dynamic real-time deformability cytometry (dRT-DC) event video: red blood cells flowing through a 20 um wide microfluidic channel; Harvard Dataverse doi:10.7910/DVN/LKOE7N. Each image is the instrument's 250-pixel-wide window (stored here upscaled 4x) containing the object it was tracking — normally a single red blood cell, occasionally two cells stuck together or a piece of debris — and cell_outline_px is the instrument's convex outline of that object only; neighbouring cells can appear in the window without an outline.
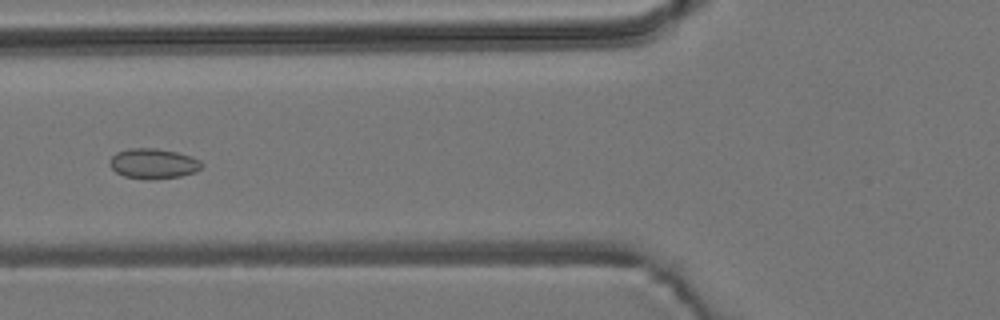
{"species": "common noctule bat (a hibernating species)", "species_latin": "Nyctalus noctula", "temperature_condition": "room temperature", "stored_images_in_passage": 55, "camera_frame_rate_fps": 3000, "um_per_image_px": 0.085, "animal": {"sex": "male", "body_mass_g": 19.2, "forearm_length_mm": 51.8}, "frame": {"image": 1, "passage_image": 21, "time_ms": 6.667, "image_size_px": [1000, 320], "cell_outline_px": [[204, 164], [196, 172], [180, 176], [152, 180], [148, 180], [124, 176], [116, 172], [108, 164], [108, 160], [116, 152], [128, 148], [156, 148], [176, 152], [192, 156], [200, 160]], "centroid_in_image_um": [13.02, 13.9], "position_along_channel_um": 112.8, "area_um2": 16.42}}
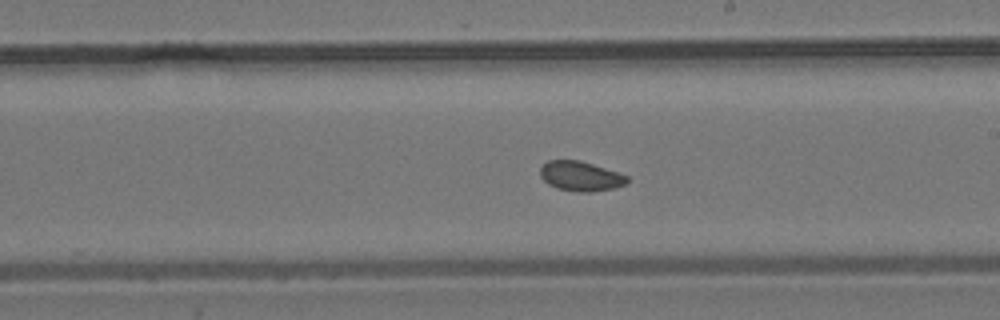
{"frame": {"image": 2, "passage_image": 31, "time_ms": 10.0, "image_size_px": [1000, 320], "cell_outline_px": [[632, 180], [616, 188], [592, 192], [580, 192], [556, 188], [548, 184], [540, 176], [540, 168], [548, 160], [580, 160], [628, 176]], "centroid_in_image_um": [49.36, 14.98], "position_along_channel_um": 239.6, "area_um2": 15.09}}
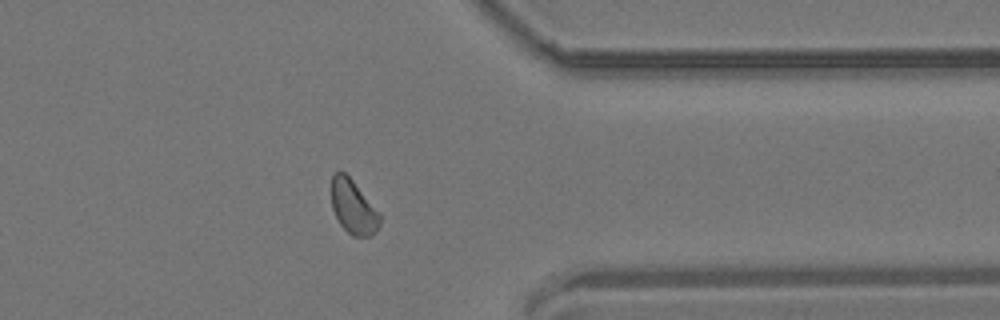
{"frame": {"image": 3, "passage_image": 43, "time_ms": 14.0, "image_size_px": [1000, 320], "cell_outline_px": [[380, 224], [376, 232], [372, 236], [352, 236], [340, 224], [332, 208], [332, 172], [340, 168], [352, 180], [380, 216]], "centroid_in_image_um": [29.99, 17.58], "position_along_channel_um": 381.4, "area_um2": 14.91}, "authors_computed_cell_mechanics": {"area_um2": 15.6638, "velocity_mm_per_s": 3.8102, "shape_relaxation_time_tau1_ms": null, "shape_relaxation_time_tau2_ms": 4.4609, "deformation_change_tau1": null, "deformation_change_tau2": 0.0884}}